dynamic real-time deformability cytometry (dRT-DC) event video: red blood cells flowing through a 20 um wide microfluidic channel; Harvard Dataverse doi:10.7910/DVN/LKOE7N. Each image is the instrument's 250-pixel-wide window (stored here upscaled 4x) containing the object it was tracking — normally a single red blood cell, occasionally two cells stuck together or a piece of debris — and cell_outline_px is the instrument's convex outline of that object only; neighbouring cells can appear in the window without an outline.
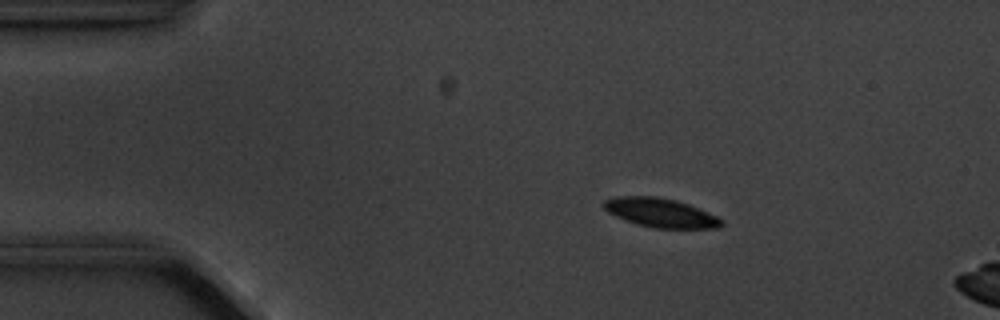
{"species": "common noctule bat (a hibernating species)", "species_latin": "Nyctalus noctula", "temperature_condition": "cold", "stored_images_in_passage": 3, "camera_frame_rate_fps": 3000, "um_per_image_px": 0.085, "animal": {"sex": "male", "body_mass_g": 20.1, "forearm_length_mm": 53.5}, "frame": {"image": 1, "passage_image": 2, "time_ms": 1.0, "image_size_px": [1000, 320], "cell_outline_px": [[724, 224], [720, 228], [652, 228], [636, 224], [616, 216], [608, 212], [600, 204], [604, 200], [620, 196], [656, 196], [676, 200], [688, 204], [716, 216], [724, 220]], "centroid_in_image_um": [56.14, 18.09], "position_along_channel_um": 28.9, "area_um2": 19.94}}